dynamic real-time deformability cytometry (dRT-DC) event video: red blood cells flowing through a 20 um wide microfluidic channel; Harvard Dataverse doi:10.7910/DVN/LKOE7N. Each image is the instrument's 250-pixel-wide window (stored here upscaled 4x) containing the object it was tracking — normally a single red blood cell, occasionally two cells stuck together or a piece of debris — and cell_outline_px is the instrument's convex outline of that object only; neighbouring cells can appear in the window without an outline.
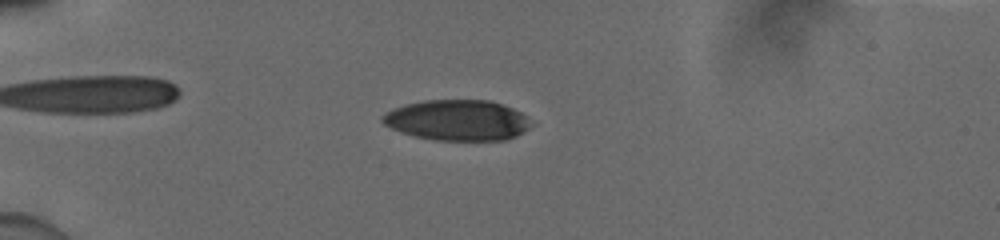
{"species": "human", "species_latin": "Homo sapiens", "temperature_condition": "cold", "stored_images_in_passage": 56, "camera_frame_rate_fps": 3000, "um_per_image_px": 0.085, "donor": {"sex": "male"}, "frame": {"image": 1, "passage_image": 18, "time_ms": 5.667, "image_size_px": [1000, 240], "cell_outline_px": [[536, 124], [524, 132], [516, 136], [504, 140], [436, 140], [416, 136], [400, 132], [384, 124], [380, 120], [380, 116], [384, 112], [392, 108], [424, 100], [488, 100], [512, 108], [528, 116]], "centroid_in_image_um": [38.9, 10.22], "position_along_channel_um": 46.1, "area_um2": 35.49}}
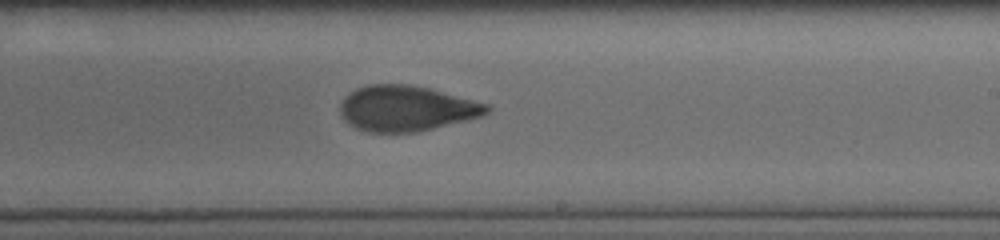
{"frame": {"image": 2, "passage_image": 37, "time_ms": 12.0, "image_size_px": [1000, 240], "cell_outline_px": [[492, 108], [484, 116], [468, 120], [416, 132], [368, 132], [356, 128], [348, 124], [340, 116], [340, 104], [344, 96], [356, 88], [368, 84], [408, 84], [428, 88], [488, 104]], "centroid_in_image_um": [34.51, 9.22], "position_along_channel_um": 254.5, "area_um2": 39.02}}
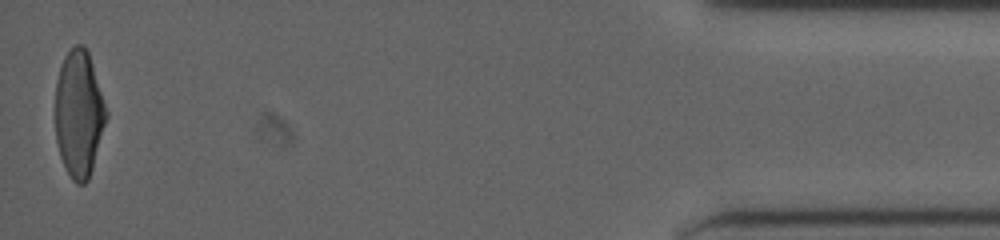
{"frame": {"image": 3, "passage_image": 56, "time_ms": 18.333, "image_size_px": [1000, 240], "cell_outline_px": [[108, 116], [92, 168], [88, 180], [84, 184], [76, 184], [72, 180], [60, 156], [56, 140], [56, 80], [64, 56], [76, 44], [84, 44], [88, 52], [108, 112]], "centroid_in_image_um": [6.71, 9.67], "position_along_channel_um": 428.5, "area_um2": 37.4}, "authors_computed_cell_mechanics": {"area_um2": 37.859, "velocity_mm_per_s": 3.925, "shape_relaxation_time_tau1_ms": 5.0916, "shape_relaxation_time_tau2_ms": 1.6955, "deformation_change_tau1": 0.2103, "deformation_change_tau2": 0.0804}}